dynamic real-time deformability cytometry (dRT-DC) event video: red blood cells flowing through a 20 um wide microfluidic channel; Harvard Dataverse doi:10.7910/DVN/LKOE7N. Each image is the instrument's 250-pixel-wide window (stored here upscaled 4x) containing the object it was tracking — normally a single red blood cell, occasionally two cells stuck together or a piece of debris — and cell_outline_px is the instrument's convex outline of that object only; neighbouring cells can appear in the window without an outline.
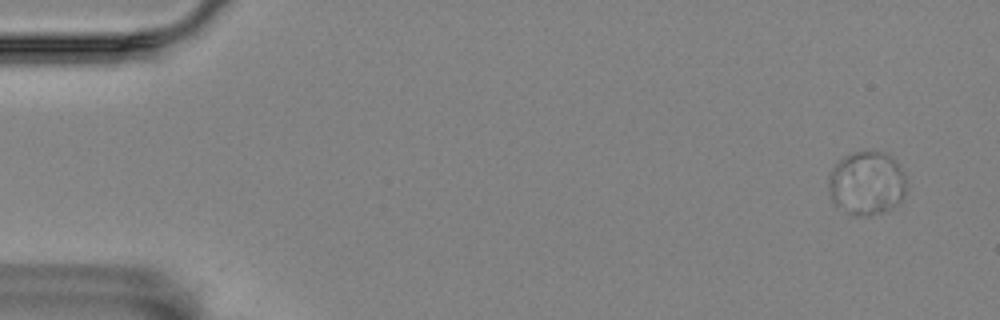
{"species": "Egyptian fruit bat (a non-hibernating species)", "species_latin": "Rousettus aegyptiacus", "temperature_condition": "room temperature", "stored_images_in_passage": 6, "segment_of_instrument_passage": [2, 2], "camera_frame_rate_fps": 3000, "um_per_image_px": 0.085, "animal": {"sex": "female"}, "frame": {"image": 1, "passage_image": 6, "time_ms": 1.667, "image_size_px": [1000, 320], "cell_outline_px": [[908, 188], [900, 200], [892, 208], [884, 212], [868, 216], [848, 212], [836, 204], [832, 200], [828, 188], [828, 176], [832, 168], [844, 156], [852, 152], [884, 152], [892, 156], [900, 164], [904, 172]], "centroid_in_image_um": [73.7, 15.55], "position_along_channel_um": 11.3, "area_um2": 29.02}}